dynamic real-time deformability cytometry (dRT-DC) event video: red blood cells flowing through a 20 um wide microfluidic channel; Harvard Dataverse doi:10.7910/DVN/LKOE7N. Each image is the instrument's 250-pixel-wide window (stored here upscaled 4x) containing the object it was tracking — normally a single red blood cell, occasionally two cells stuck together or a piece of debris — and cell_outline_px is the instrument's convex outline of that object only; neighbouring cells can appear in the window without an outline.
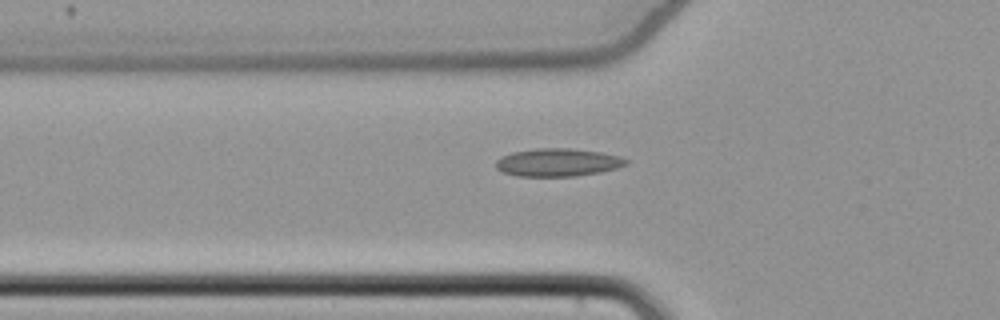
{"species": "common noctule bat (a hibernating species)", "species_latin": "Nyctalus noctula", "temperature_condition": "cold", "stored_images_in_passage": 38, "camera_frame_rate_fps": 3000, "um_per_image_px": 0.085, "animal": {"sex": "female", "body_mass_g": 22.7, "forearm_length_mm": 54.2}, "frame": {"image": 1, "passage_image": 7, "time_ms": 2.0, "image_size_px": [1000, 320], "cell_outline_px": [[628, 164], [616, 168], [600, 172], [576, 176], [516, 176], [504, 172], [496, 168], [496, 160], [500, 156], [512, 152], [536, 148], [572, 148], [600, 152], [620, 156], [628, 160]], "centroid_in_image_um": [47.4, 13.8], "position_along_channel_um": 78.4, "area_um2": 21.27}}
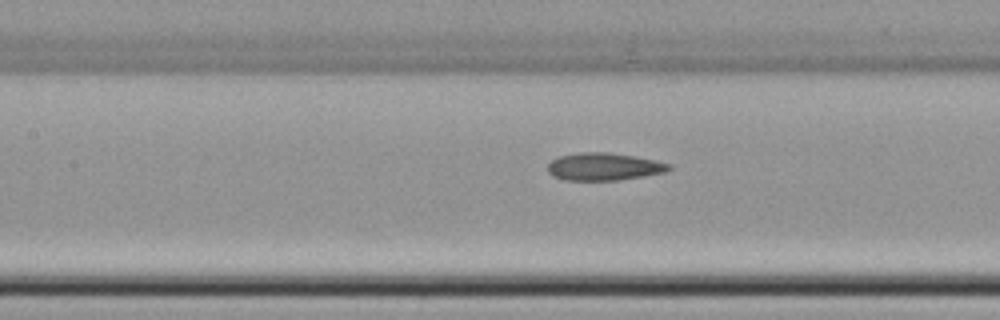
{"frame": {"image": 2, "passage_image": 13, "time_ms": 4.0, "image_size_px": [1000, 320], "cell_outline_px": [[672, 168], [668, 172], [620, 180], [564, 180], [552, 176], [548, 172], [548, 164], [552, 160], [560, 156], [580, 152], [608, 152], [656, 160], [672, 164]], "centroid_in_image_um": [51.37, 14.17], "position_along_channel_um": 156.0, "area_um2": 19.59}}
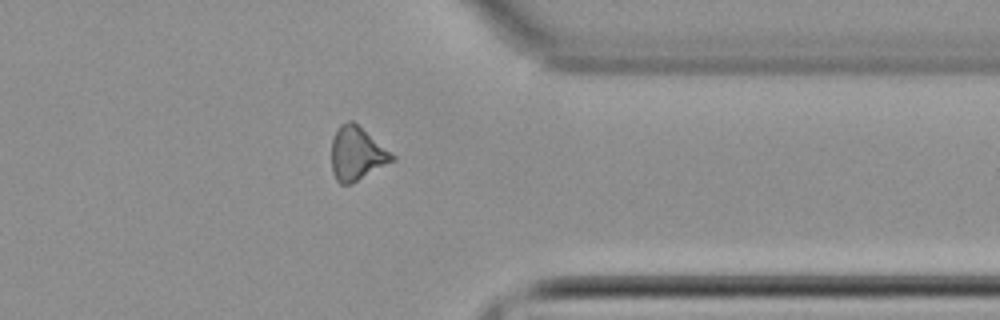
{"frame": {"image": 3, "passage_image": 31, "time_ms": 10.0, "image_size_px": [1000, 320], "cell_outline_px": [[396, 160], [352, 184], [340, 184], [336, 180], [332, 172], [332, 140], [336, 128], [340, 124], [348, 120], [352, 120], [396, 156]], "centroid_in_image_um": [30.33, 13.07], "position_along_channel_um": 381.1, "area_um2": 19.07}, "authors_computed_cell_mechanics": {"area_um2": 19.1318, "velocity_mm_per_s": 3.8699, "shape_relaxation_time_tau1_ms": null, "shape_relaxation_time_tau2_ms": 6.3795, "deformation_change_tau1": null, "deformation_change_tau2": 0.1442}}